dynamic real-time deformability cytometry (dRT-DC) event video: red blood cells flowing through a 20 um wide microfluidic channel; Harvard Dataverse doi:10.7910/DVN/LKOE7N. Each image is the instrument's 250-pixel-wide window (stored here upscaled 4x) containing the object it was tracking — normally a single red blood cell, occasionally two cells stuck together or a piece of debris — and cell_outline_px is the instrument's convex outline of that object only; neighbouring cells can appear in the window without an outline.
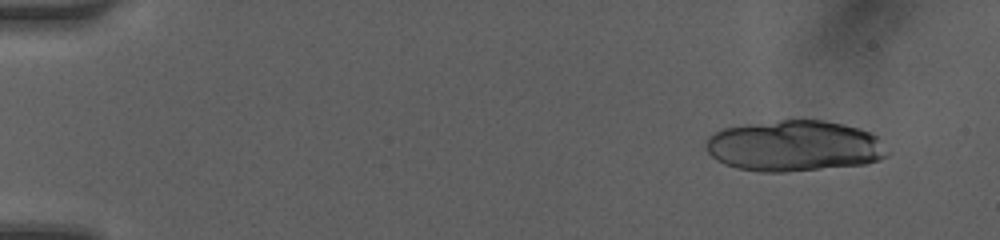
{"species": "human", "species_latin": "Homo sapiens", "temperature_condition": "room temperature", "stored_images_in_passage": 17, "camera_frame_rate_fps": 3000, "um_per_image_px": 0.085, "donor": {"sex": "female"}, "frame": {"image": 1, "passage_image": 4, "time_ms": 1.0, "image_size_px": [1000, 240], "cell_outline_px": [[888, 156], [880, 160], [864, 164], [788, 172], [760, 172], [736, 168], [724, 164], [716, 160], [704, 148], [704, 144], [708, 136], [724, 128], [748, 124], [780, 120], [824, 120], [844, 124], [860, 128], [872, 132], [876, 136], [888, 152]], "centroid_in_image_um": [67.5, 12.41], "position_along_channel_um": 17.5, "area_um2": 54.16}}